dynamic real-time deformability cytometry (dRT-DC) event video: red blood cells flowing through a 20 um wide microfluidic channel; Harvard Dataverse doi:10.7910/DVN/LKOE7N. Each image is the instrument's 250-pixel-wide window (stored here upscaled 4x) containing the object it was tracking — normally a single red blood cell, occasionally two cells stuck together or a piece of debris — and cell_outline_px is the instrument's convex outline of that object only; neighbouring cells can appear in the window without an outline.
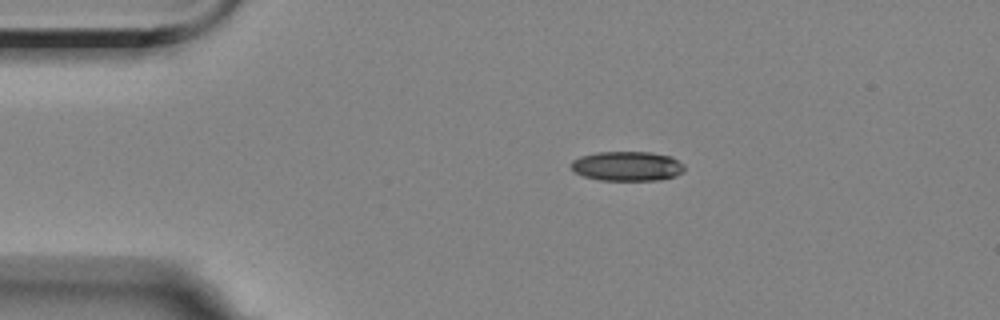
{"species": "Egyptian fruit bat (a non-hibernating species)", "species_latin": "Rousettus aegyptiacus", "temperature_condition": "room temperature", "stored_images_in_passage": 9, "camera_frame_rate_fps": 3000, "um_per_image_px": 0.085, "animal": {"sex": "female"}, "frame": {"image": 1, "passage_image": 1, "time_ms": 0.0, "image_size_px": [1000, 320], "cell_outline_px": [[684, 172], [676, 176], [660, 180], [600, 180], [584, 176], [576, 172], [572, 168], [572, 160], [580, 156], [596, 152], [652, 152], [672, 156], [684, 164]], "centroid_in_image_um": [53.36, 14.11], "position_along_channel_um": 31.6, "area_um2": 19.65}}
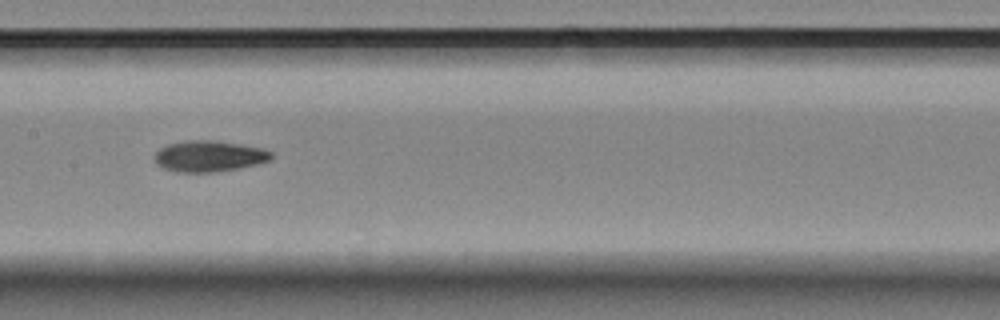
{"frame": {"image": 2, "passage_image": 6, "time_ms": 5.667, "image_size_px": [1000, 320], "cell_outline_px": [[272, 156], [268, 160], [256, 164], [240, 168], [216, 172], [176, 172], [164, 168], [156, 164], [152, 156], [160, 148], [168, 144], [184, 140], [216, 140], [240, 144], [260, 148], [272, 152]], "centroid_in_image_um": [17.71, 13.27], "position_along_channel_um": 189.7, "area_um2": 21.21}}
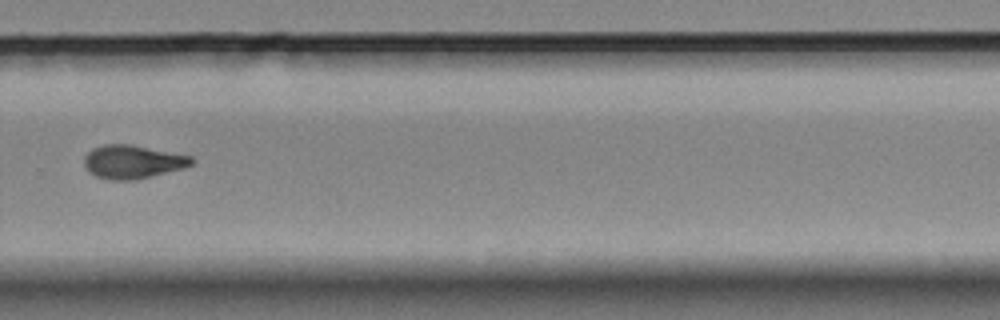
{"frame": {"image": 3, "passage_image": 9, "time_ms": 9.333, "image_size_px": [1000, 320], "cell_outline_px": [[196, 160], [192, 164], [184, 168], [136, 180], [108, 180], [96, 176], [88, 172], [84, 164], [84, 156], [92, 148], [104, 144], [132, 144], [192, 156]], "centroid_in_image_um": [11.27, 13.75], "position_along_channel_um": 318.5, "area_um2": 21.21}}